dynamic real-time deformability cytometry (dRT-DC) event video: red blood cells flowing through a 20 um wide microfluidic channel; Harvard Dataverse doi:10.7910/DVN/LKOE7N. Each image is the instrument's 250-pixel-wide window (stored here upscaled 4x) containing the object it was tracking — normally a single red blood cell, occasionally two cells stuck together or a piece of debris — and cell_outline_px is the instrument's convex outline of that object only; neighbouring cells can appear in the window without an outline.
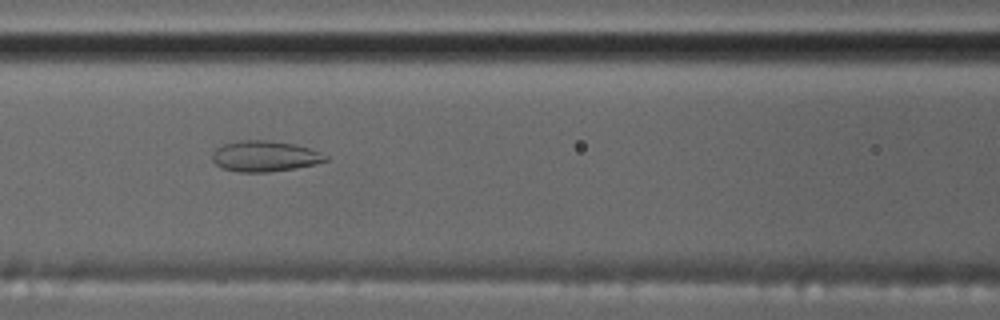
{"species": "common noctule bat (a hibernating species)", "species_latin": "Nyctalus noctula", "temperature_condition": "cold", "stored_images_in_passage": 12, "camera_frame_rate_fps": 3000, "um_per_image_px": 0.085, "animal": {"sex": "male", "body_mass_g": 17.5, "forearm_length_mm": 52.3}, "frame": {"image": 1, "passage_image": 7, "time_ms": 7.667, "image_size_px": [1000, 320], "cell_outline_px": [[328, 160], [316, 164], [296, 168], [268, 172], [240, 172], [224, 168], [216, 164], [212, 160], [212, 152], [216, 148], [224, 144], [240, 140], [264, 140], [296, 144], [320, 152], [328, 156]], "centroid_in_image_um": [22.51, 13.28], "position_along_channel_um": 144.1, "area_um2": 20.29}}